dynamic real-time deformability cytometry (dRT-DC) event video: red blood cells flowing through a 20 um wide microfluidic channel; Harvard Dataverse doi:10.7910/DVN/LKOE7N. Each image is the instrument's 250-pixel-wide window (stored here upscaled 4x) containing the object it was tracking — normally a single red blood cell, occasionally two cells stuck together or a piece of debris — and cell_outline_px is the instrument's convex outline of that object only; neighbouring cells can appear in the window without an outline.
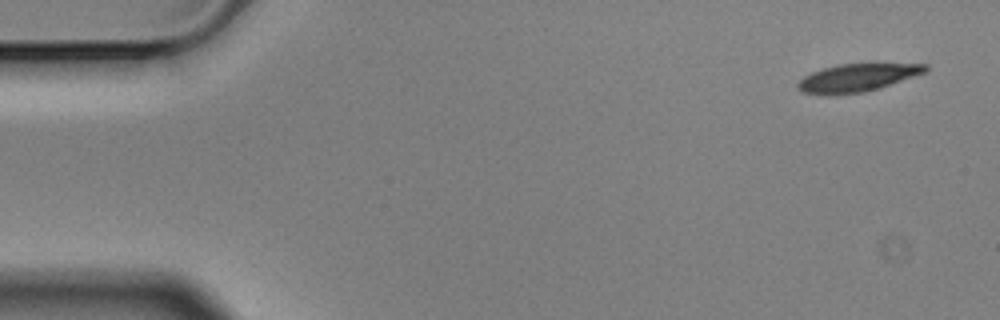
{"species": "Egyptian fruit bat (a non-hibernating species)", "species_latin": "Rousettus aegyptiacus", "temperature_condition": "cold", "stored_images_in_passage": 6, "segment_of_instrument_passage": [2, 2], "camera_frame_rate_fps": 3000, "um_per_image_px": 0.085, "animal": {"sex": "male"}, "frame": {"image": 1, "passage_image": 6, "time_ms": 1.667, "image_size_px": [1000, 320], "cell_outline_px": [[928, 68], [924, 72], [880, 88], [864, 92], [800, 92], [796, 88], [796, 84], [804, 76], [812, 72], [836, 64], [876, 60], [928, 64]], "centroid_in_image_um": [72.99, 6.49], "position_along_channel_um": 12.0, "area_um2": 21.1}}